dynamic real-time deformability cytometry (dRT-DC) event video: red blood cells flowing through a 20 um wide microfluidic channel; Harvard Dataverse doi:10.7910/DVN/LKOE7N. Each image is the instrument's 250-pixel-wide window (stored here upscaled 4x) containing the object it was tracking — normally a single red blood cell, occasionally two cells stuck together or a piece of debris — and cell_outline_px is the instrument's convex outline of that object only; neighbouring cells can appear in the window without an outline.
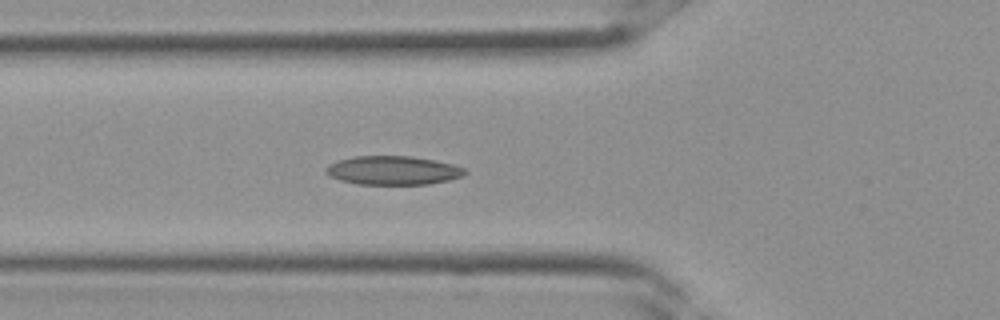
{"species": "Egyptian fruit bat (a non-hibernating species)", "species_latin": "Rousettus aegyptiacus", "temperature_condition": "room temperature", "stored_images_in_passage": 36, "camera_frame_rate_fps": 3000, "um_per_image_px": 0.085, "frame": {"image": 1, "passage_image": 13, "time_ms": 4.0, "image_size_px": [1000, 320], "cell_outline_px": [[468, 172], [464, 176], [448, 180], [428, 184], [356, 184], [340, 180], [328, 176], [324, 172], [324, 168], [328, 164], [336, 160], [352, 156], [412, 156], [436, 160], [452, 164], [464, 168]], "centroid_in_image_um": [33.36, 14.47], "position_along_channel_um": 92.4, "area_um2": 23.64}}
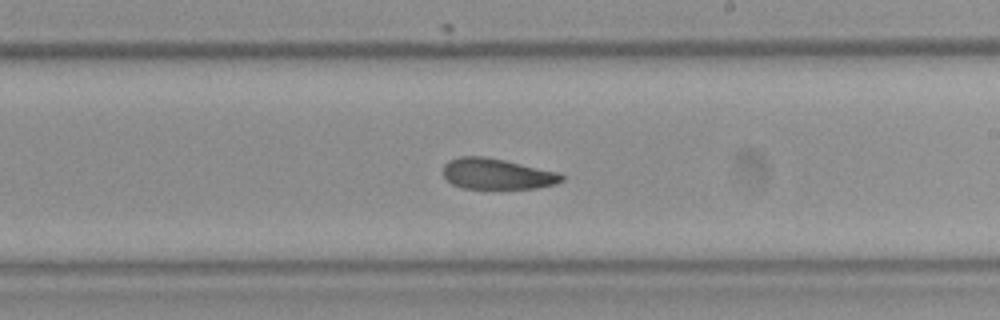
{"frame": {"image": 2, "passage_image": 21, "time_ms": 6.667, "image_size_px": [1000, 320], "cell_outline_px": [[564, 180], [556, 184], [536, 188], [464, 188], [452, 184], [444, 176], [444, 164], [448, 160], [460, 156], [484, 156], [504, 160], [560, 172], [564, 176]], "centroid_in_image_um": [42.27, 14.77], "position_along_channel_um": 246.7, "area_um2": 21.27}}
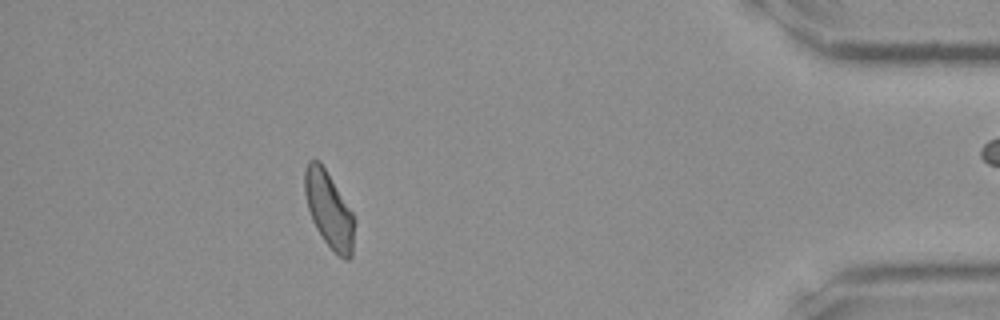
{"frame": {"image": 3, "passage_image": 32, "time_ms": 10.333, "image_size_px": [1000, 320], "cell_outline_px": [[352, 256], [348, 260], [344, 260], [324, 240], [316, 228], [312, 220], [308, 208], [304, 192], [304, 168], [308, 160], [316, 160], [324, 168], [352, 212]], "centroid_in_image_um": [27.91, 17.8], "position_along_channel_um": 407.3, "area_um2": 21.15}}